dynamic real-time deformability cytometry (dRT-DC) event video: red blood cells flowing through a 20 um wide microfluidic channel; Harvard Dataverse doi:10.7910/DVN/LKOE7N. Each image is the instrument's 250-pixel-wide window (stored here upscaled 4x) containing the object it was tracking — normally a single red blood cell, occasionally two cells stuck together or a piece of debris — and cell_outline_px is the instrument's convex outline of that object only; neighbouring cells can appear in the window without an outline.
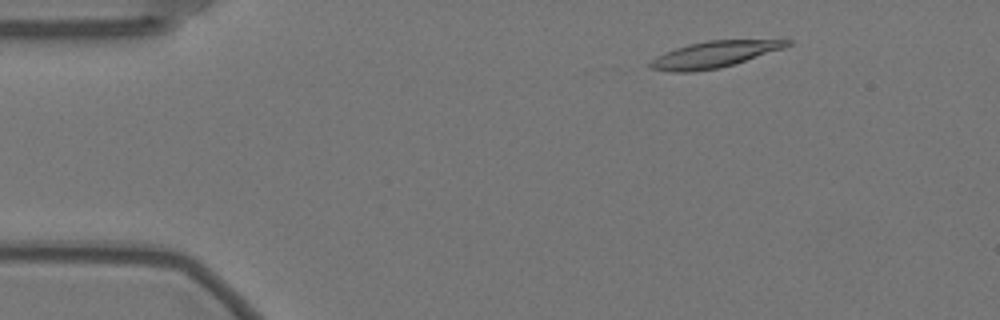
{"species": "Egyptian fruit bat (a non-hibernating species)", "species_latin": "Rousettus aegyptiacus", "temperature_condition": "warm", "stored_images_in_passage": 10, "camera_frame_rate_fps": 3000, "um_per_image_px": 0.085, "animal": {"sex": "female"}, "frame": {"image": 1, "passage_image": 6, "time_ms": 1.667, "image_size_px": [1000, 320], "cell_outline_px": [[792, 44], [784, 48], [736, 64], [720, 68], [696, 72], [668, 72], [648, 68], [648, 64], [656, 56], [664, 52], [688, 44], [708, 40], [792, 40]], "centroid_in_image_um": [60.67, 4.64], "position_along_channel_um": 24.3, "area_um2": 21.27}}